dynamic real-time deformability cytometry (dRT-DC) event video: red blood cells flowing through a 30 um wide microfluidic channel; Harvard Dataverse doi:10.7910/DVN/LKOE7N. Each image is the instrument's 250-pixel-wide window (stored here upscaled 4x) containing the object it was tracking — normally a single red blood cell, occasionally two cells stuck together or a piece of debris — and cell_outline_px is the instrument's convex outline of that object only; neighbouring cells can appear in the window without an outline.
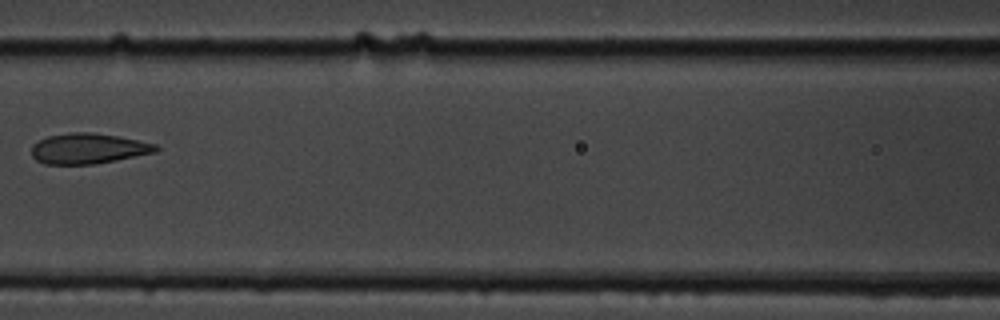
{"species": "common noctule bat (a hibernating species)", "species_latin": "Nyctalus noctula", "temperature_condition": "cold", "stored_images_in_passage": 12, "camera_frame_rate_fps": 3000, "um_per_image_px": 0.085, "animal": {"sex": "male", "body_mass_g": 19.5, "forearm_length_mm": 54.6}, "frame": {"image": 1, "passage_image": 4, "time_ms": 3.667, "image_size_px": [1000, 320], "cell_outline_px": [[160, 148], [156, 152], [96, 164], [44, 164], [36, 160], [32, 156], [32, 144], [36, 140], [48, 136], [72, 132], [92, 132], [120, 136], [156, 144]], "centroid_in_image_um": [7.49, 12.62], "position_along_channel_um": 159.1, "area_um2": 22.25}}
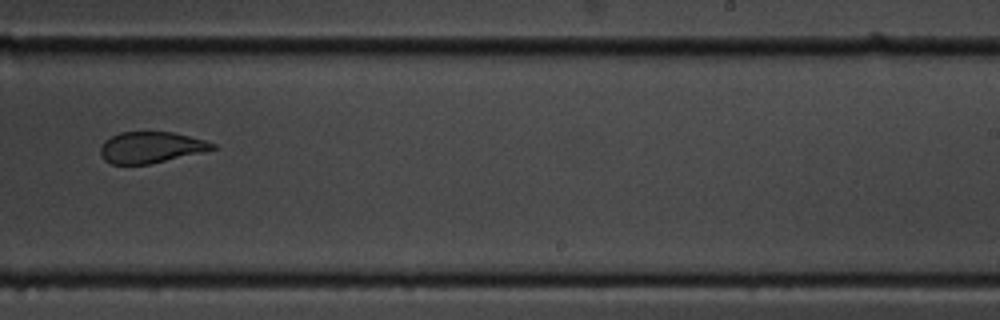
{"frame": {"image": 2, "passage_image": 7, "time_ms": 7.0, "image_size_px": [1000, 320], "cell_outline_px": [[216, 148], [204, 152], [148, 164], [112, 164], [104, 160], [100, 156], [100, 148], [104, 140], [120, 132], [172, 132], [204, 140], [216, 144]], "centroid_in_image_um": [12.8, 12.53], "position_along_channel_um": 276.2, "area_um2": 20.29}}
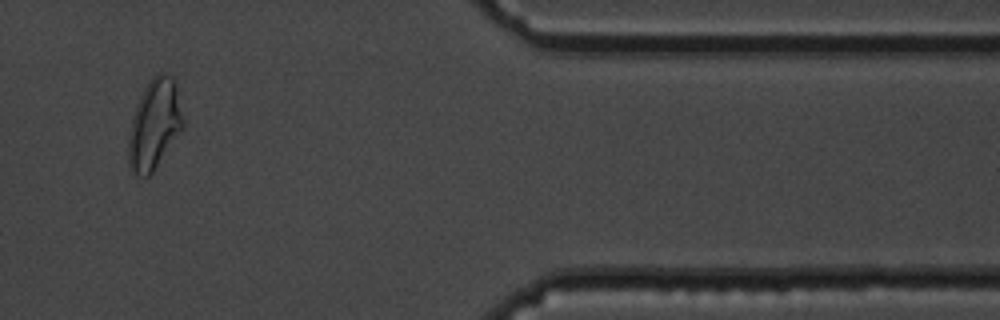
{"frame": {"image": 3, "passage_image": 10, "time_ms": 11.333, "image_size_px": [1000, 320], "cell_outline_px": [[184, 124], [180, 132], [152, 172], [148, 176], [140, 176], [132, 172], [128, 164], [128, 136], [132, 120], [140, 96], [148, 80], [156, 72], [164, 72], [172, 76], [176, 80], [184, 120]], "centroid_in_image_um": [13.14, 10.52], "position_along_channel_um": 398.3, "area_um2": 28.67}, "authors_computed_cell_mechanics": {"area_um2": 22.5998, "velocity_mm_per_s": 3.5337, "shape_relaxation_time_tau1_ms": 6.9428, "shape_relaxation_time_tau2_ms": 1.4034, "deformation_change_tau1": 0.1793, "deformation_change_tau2": 0.0696}}